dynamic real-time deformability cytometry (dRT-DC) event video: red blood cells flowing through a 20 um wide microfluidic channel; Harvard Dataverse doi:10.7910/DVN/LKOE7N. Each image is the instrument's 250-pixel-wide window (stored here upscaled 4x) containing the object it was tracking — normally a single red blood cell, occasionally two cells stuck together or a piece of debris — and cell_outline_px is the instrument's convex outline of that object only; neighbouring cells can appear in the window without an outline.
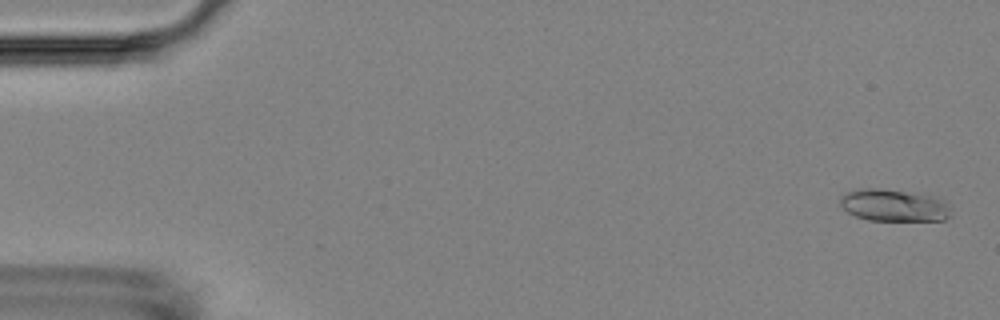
{"species": "Egyptian fruit bat (a non-hibernating species)", "species_latin": "Rousettus aegyptiacus", "temperature_condition": "room temperature", "stored_images_in_passage": 5, "camera_frame_rate_fps": 3000, "um_per_image_px": 0.085, "animal": {"sex": "female"}, "frame": {"image": 1, "passage_image": 1, "time_ms": 0.0, "image_size_px": [1000, 320], "cell_outline_px": [[952, 208], [948, 216], [944, 220], [868, 220], [856, 216], [848, 212], [840, 204], [840, 196], [848, 192], [860, 188], [880, 188], [932, 196], [944, 200]], "centroid_in_image_um": [75.97, 17.45], "position_along_channel_um": 9.0, "area_um2": 20.58}}
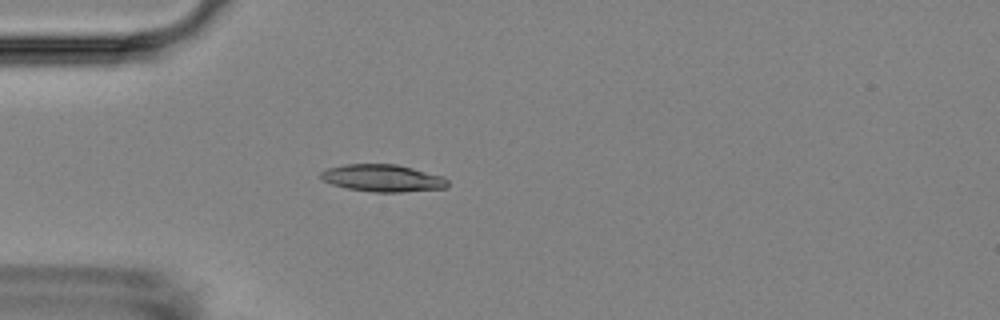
{"frame": {"image": 2, "passage_image": 5, "time_ms": 4.667, "image_size_px": [1000, 320], "cell_outline_px": [[448, 188], [400, 192], [372, 192], [348, 188], [332, 184], [324, 180], [320, 176], [320, 172], [328, 168], [344, 164], [396, 164], [444, 176], [448, 180]], "centroid_in_image_um": [32.56, 15.14], "position_along_channel_um": 52.4, "area_um2": 20.11}}